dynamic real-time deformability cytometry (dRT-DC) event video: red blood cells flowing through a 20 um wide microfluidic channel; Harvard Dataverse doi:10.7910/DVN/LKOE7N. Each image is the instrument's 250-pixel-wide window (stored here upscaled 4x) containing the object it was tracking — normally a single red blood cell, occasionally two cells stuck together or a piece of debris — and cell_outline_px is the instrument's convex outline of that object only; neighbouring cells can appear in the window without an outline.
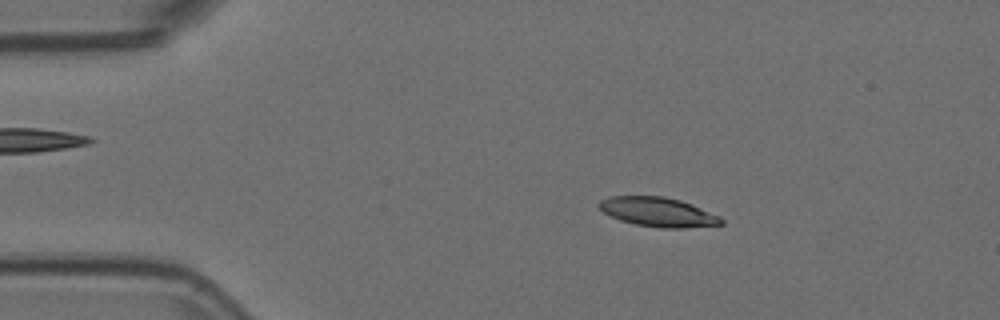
{"species": "Egyptian fruit bat (a non-hibernating species)", "species_latin": "Rousettus aegyptiacus", "temperature_condition": "room temperature", "stored_images_in_passage": 54, "camera_frame_rate_fps": 3000, "um_per_image_px": 0.085, "animal": {"sex": "female"}, "frame": {"image": 1, "passage_image": 9, "time_ms": 2.667, "image_size_px": [1000, 320], "cell_outline_px": [[724, 224], [684, 228], [660, 228], [636, 224], [620, 220], [604, 212], [596, 204], [600, 200], [608, 196], [664, 196], [680, 200], [692, 204], [720, 216], [724, 220]], "centroid_in_image_um": [55.94, 18.01], "position_along_channel_um": 29.1, "area_um2": 20.92}}
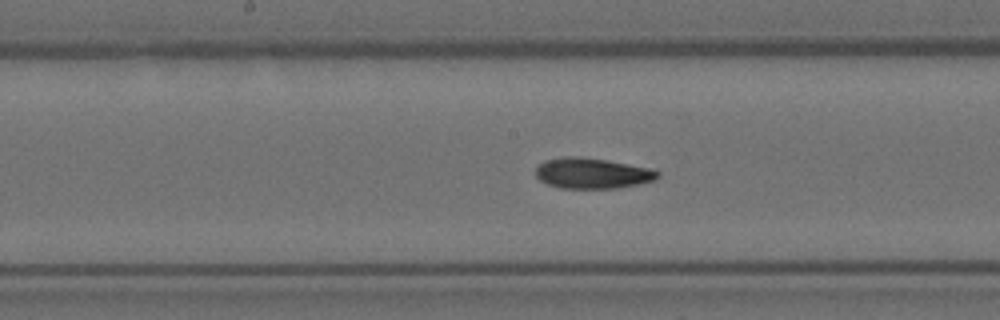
{"frame": {"image": 2, "passage_image": 27, "time_ms": 8.667, "image_size_px": [1000, 320], "cell_outline_px": [[660, 176], [656, 180], [640, 184], [616, 188], [560, 188], [548, 184], [540, 180], [536, 176], [536, 168], [544, 160], [564, 156], [580, 156], [628, 164], [648, 168], [660, 172]], "centroid_in_image_um": [50.34, 14.73], "position_along_channel_um": 197.9, "area_um2": 21.73}}
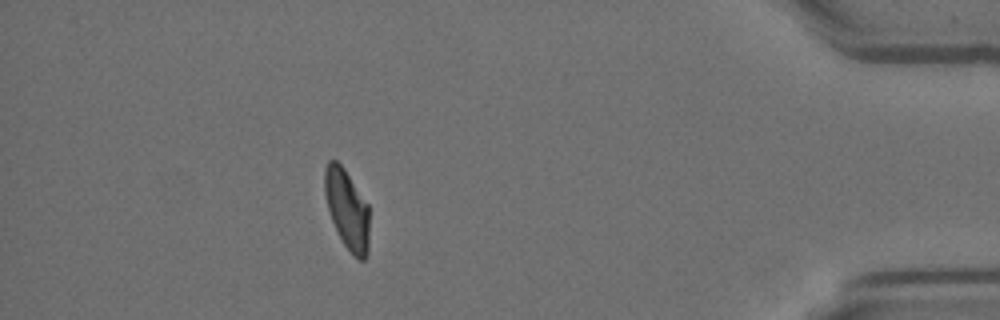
{"frame": {"image": 3, "passage_image": 48, "time_ms": 15.667, "image_size_px": [1000, 320], "cell_outline_px": [[368, 252], [364, 260], [360, 260], [344, 244], [332, 220], [328, 208], [324, 192], [324, 168], [328, 160], [336, 160], [344, 168], [368, 204]], "centroid_in_image_um": [29.49, 17.73], "position_along_channel_um": 405.7, "area_um2": 20.4}, "authors_computed_cell_mechanics": {"area_um2": 21.5594, "velocity_mm_per_s": 3.6979, "shape_relaxation_time_tau1_ms": 10.7505, "shape_relaxation_time_tau2_ms": 3.1291, "deformation_change_tau1": 0.2367, "deformation_change_tau2": 0.0917}}